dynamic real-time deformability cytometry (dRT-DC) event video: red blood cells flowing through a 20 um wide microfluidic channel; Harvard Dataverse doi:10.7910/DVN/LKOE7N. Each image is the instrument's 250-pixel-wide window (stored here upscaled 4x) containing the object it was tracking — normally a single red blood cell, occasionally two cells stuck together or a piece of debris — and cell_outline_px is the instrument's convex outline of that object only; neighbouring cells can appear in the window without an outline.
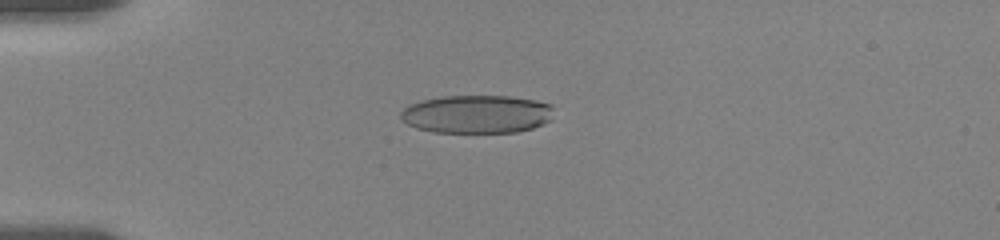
{"species": "human", "species_latin": "Homo sapiens", "temperature_condition": "room temperature", "stored_images_in_passage": 54, "camera_frame_rate_fps": 3000, "um_per_image_px": 0.085, "donor": {"sex": "female"}, "frame": {"image": 1, "passage_image": 16, "time_ms": 4.667, "image_size_px": [1000, 240], "cell_outline_px": [[552, 120], [544, 124], [532, 128], [516, 132], [436, 132], [416, 128], [400, 120], [400, 112], [408, 104], [420, 100], [440, 96], [508, 96], [536, 100], [552, 104]], "centroid_in_image_um": [40.52, 9.69], "position_along_channel_um": 44.5, "area_um2": 34.39}}
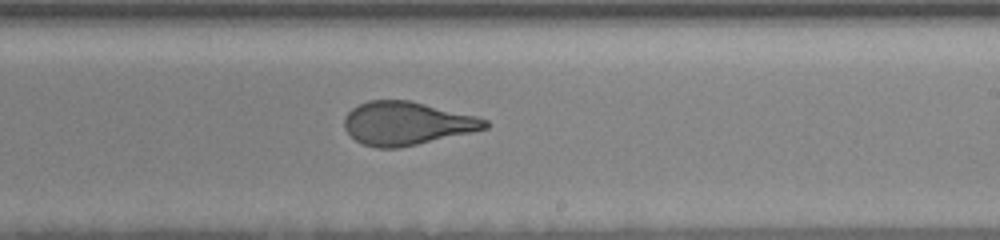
{"frame": {"image": 2, "passage_image": 36, "time_ms": 11.333, "image_size_px": [1000, 240], "cell_outline_px": [[488, 128], [472, 132], [400, 148], [376, 148], [364, 144], [356, 140], [344, 128], [344, 116], [352, 108], [368, 100], [408, 100], [476, 116], [488, 120]], "centroid_in_image_um": [34.56, 10.49], "position_along_channel_um": 254.4, "area_um2": 35.32}}
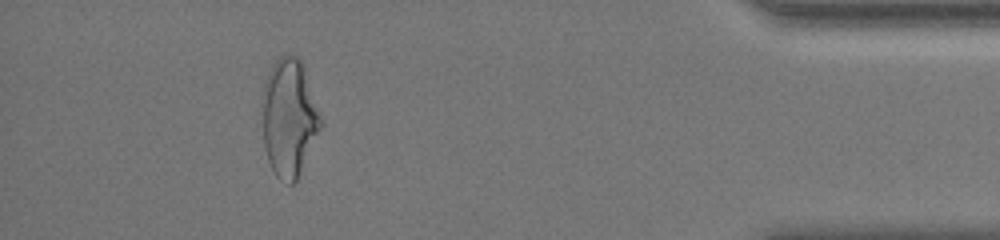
{"frame": {"image": 3, "passage_image": 52, "time_ms": 17.0, "image_size_px": [1000, 240], "cell_outline_px": [[324, 124], [296, 180], [292, 184], [288, 184], [280, 180], [276, 176], [268, 160], [264, 148], [260, 100], [260, 96], [264, 80], [272, 64], [280, 56], [296, 56], [304, 64]], "centroid_in_image_um": [24.55, 9.98], "position_along_channel_um": 410.6, "area_um2": 41.04}, "authors_computed_cell_mechanics": {"area_um2": 35.4314, "velocity_mm_per_s": 3.5555, "shape_relaxation_time_tau1_ms": 4.7453, "shape_relaxation_time_tau2_ms": 0.6527, "deformation_change_tau1": 0.1739, "deformation_change_tau2": 0.0738}}